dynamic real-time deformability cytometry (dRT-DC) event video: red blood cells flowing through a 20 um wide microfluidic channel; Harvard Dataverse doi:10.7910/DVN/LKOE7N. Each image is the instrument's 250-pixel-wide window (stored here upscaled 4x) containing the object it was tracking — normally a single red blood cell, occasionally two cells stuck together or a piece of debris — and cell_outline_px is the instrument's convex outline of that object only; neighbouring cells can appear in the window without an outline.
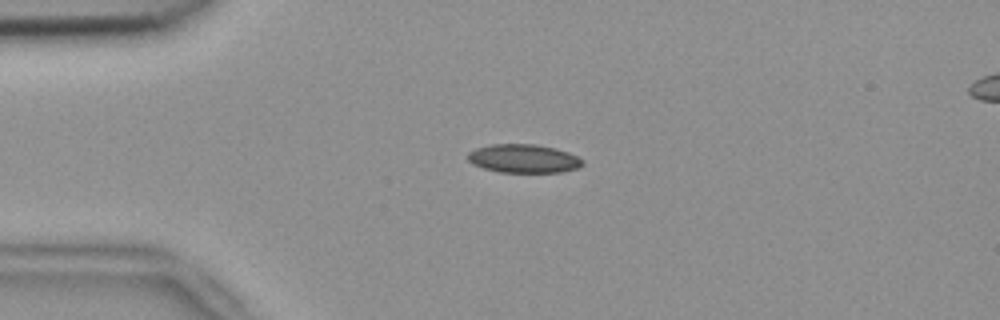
{"species": "common noctule bat (a hibernating species)", "species_latin": "Nyctalus noctula", "temperature_condition": "room temperature", "stored_images_in_passage": 40, "camera_frame_rate_fps": 3000, "um_per_image_px": 0.085, "animal": {"sex": "female", "body_mass_g": 18.4}, "frame": {"image": 1, "passage_image": 4, "time_ms": 1.0, "image_size_px": [1000, 320], "cell_outline_px": [[584, 164], [576, 168], [560, 172], [500, 172], [484, 168], [472, 164], [468, 160], [468, 152], [476, 148], [492, 144], [536, 144], [556, 148], [568, 152], [584, 160]], "centroid_in_image_um": [44.5, 13.47], "position_along_channel_um": 40.5, "area_um2": 19.07}}
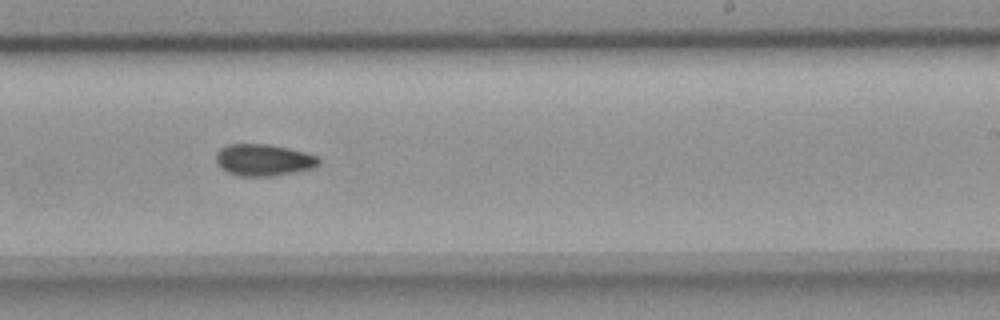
{"frame": {"image": 2, "passage_image": 24, "time_ms": 7.667, "image_size_px": [1000, 320], "cell_outline_px": [[320, 164], [316, 168], [272, 176], [240, 176], [228, 172], [220, 168], [216, 160], [216, 152], [220, 148], [228, 144], [268, 144], [288, 148], [304, 152], [316, 156], [320, 160]], "centroid_in_image_um": [22.4, 13.6], "position_along_channel_um": 266.6, "area_um2": 19.07}}
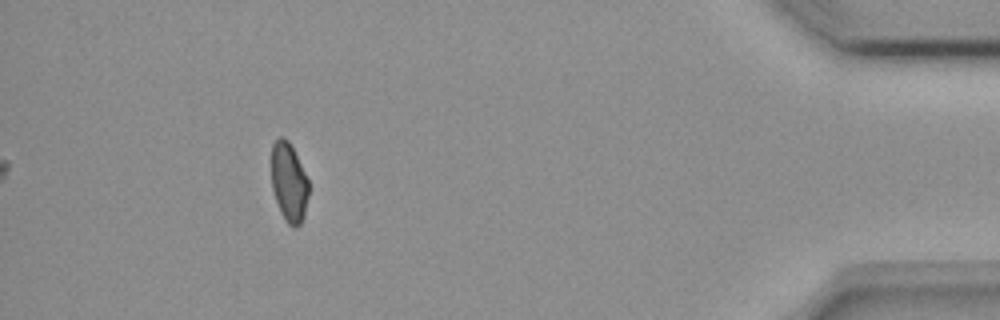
{"frame": {"image": 3, "passage_image": 40, "time_ms": 13.0, "image_size_px": [1000, 320], "cell_outline_px": [[308, 196], [304, 216], [300, 224], [296, 228], [292, 228], [284, 220], [280, 212], [272, 188], [272, 144], [280, 136], [284, 136], [288, 140], [308, 180]], "centroid_in_image_um": [24.55, 15.53], "position_along_channel_um": 410.7, "area_um2": 17.05}, "authors_computed_cell_mechanics": {"area_um2": 18.9584, "velocity_mm_per_s": 3.7902, "shape_relaxation_time_tau1_ms": 5.7246, "shape_relaxation_time_tau2_ms": null, "deformation_change_tau1": 0.1071, "deformation_change_tau2": null}}